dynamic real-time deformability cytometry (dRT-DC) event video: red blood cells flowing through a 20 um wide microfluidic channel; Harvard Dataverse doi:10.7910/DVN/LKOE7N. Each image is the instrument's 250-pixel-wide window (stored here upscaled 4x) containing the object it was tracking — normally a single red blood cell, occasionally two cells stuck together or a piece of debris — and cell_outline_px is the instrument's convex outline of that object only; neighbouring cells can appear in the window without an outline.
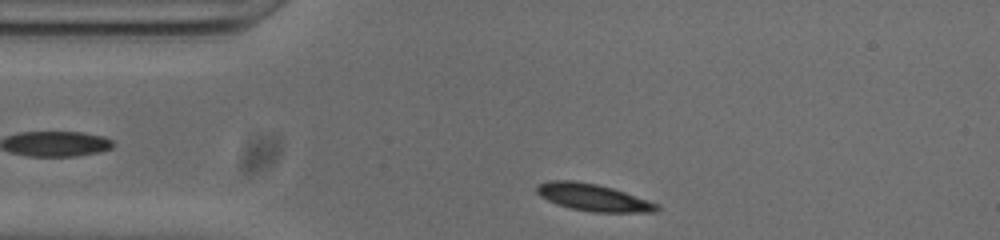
{"species": "common noctule bat (a hibernating species)", "species_latin": "Nyctalus noctula", "temperature_condition": "cold", "stored_images_in_passage": 37, "camera_frame_rate_fps": 3000, "um_per_image_px": 0.085, "animal": {"sex": "male", "body_mass_g": 20.0, "forearm_length_mm": 53.3}, "frame": {"image": 1, "passage_image": 1, "time_ms": 0.0, "image_size_px": [1000, 240], "cell_outline_px": [[660, 208], [656, 212], [592, 212], [568, 208], [556, 204], [540, 196], [536, 192], [536, 188], [540, 184], [548, 180], [572, 180], [596, 184], [612, 188], [660, 204]], "centroid_in_image_um": [50.42, 16.79], "position_along_channel_um": 34.6, "area_um2": 18.96}}
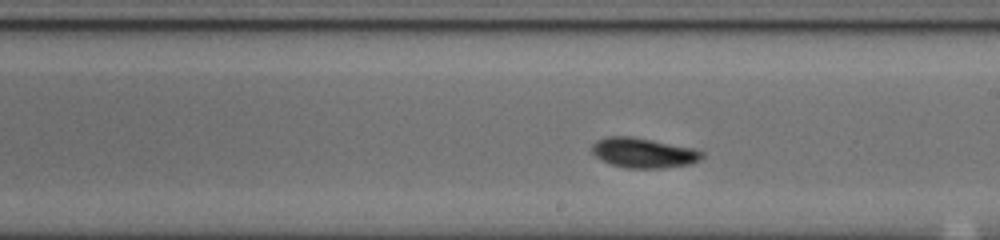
{"frame": {"image": 2, "passage_image": 19, "time_ms": 6.0, "image_size_px": [1000, 240], "cell_outline_px": [[704, 156], [700, 160], [688, 164], [664, 168], [628, 168], [612, 164], [600, 160], [592, 152], [592, 144], [596, 140], [608, 136], [628, 136], [652, 140], [696, 148], [704, 152]], "centroid_in_image_um": [54.71, 12.99], "position_along_channel_um": 234.3, "area_um2": 19.25}}
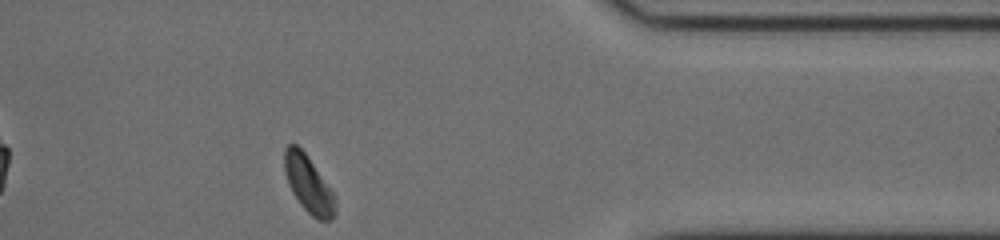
{"frame": {"image": 3, "passage_image": 33, "time_ms": 10.667, "image_size_px": [1000, 240], "cell_outline_px": [[336, 212], [332, 220], [316, 220], [300, 204], [292, 192], [288, 184], [284, 168], [284, 148], [288, 144], [296, 144], [308, 156], [332, 192], [336, 200]], "centroid_in_image_um": [26.21, 15.67], "position_along_channel_um": 385.2, "area_um2": 16.76}, "authors_computed_cell_mechanics": {"area_um2": 18.6116, "velocity_mm_per_s": 3.778, "shape_relaxation_time_tau1_ms": 3.7896, "shape_relaxation_time_tau2_ms": 1.3346, "deformation_change_tau1": 0.1315, "deformation_change_tau2": 0.0435}}